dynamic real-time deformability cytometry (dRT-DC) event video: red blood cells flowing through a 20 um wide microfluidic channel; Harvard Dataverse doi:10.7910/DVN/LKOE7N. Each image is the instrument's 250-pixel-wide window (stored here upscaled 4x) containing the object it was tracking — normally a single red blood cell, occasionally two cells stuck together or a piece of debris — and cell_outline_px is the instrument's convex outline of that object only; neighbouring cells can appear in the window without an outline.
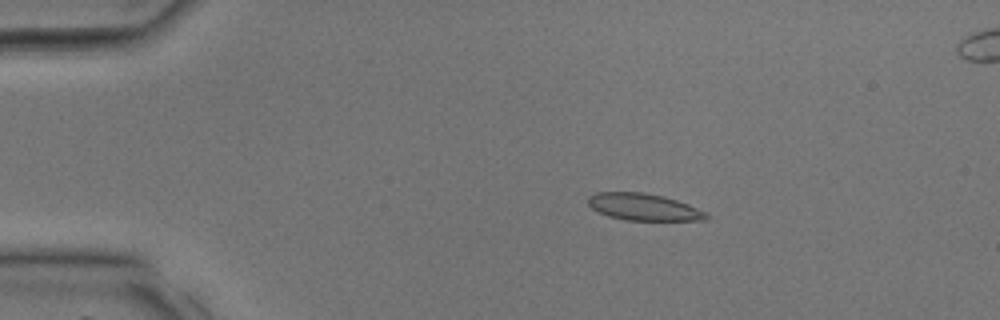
{"species": "common noctule bat (a hibernating species)", "species_latin": "Nyctalus noctula", "temperature_condition": "room temperature", "stored_images_in_passage": 36, "camera_frame_rate_fps": 3000, "um_per_image_px": 0.085, "animal": {"sex": "male", "body_mass_g": 17.9, "forearm_length_mm": 54.2}, "frame": {"image": 1, "passage_image": 6, "time_ms": 1.667, "image_size_px": [1000, 320], "cell_outline_px": [[708, 220], [624, 220], [608, 216], [592, 208], [588, 204], [588, 196], [596, 192], [644, 192], [664, 196], [688, 204], [708, 212]], "centroid_in_image_um": [54.72, 17.59], "position_along_channel_um": 30.3, "area_um2": 18.61}}
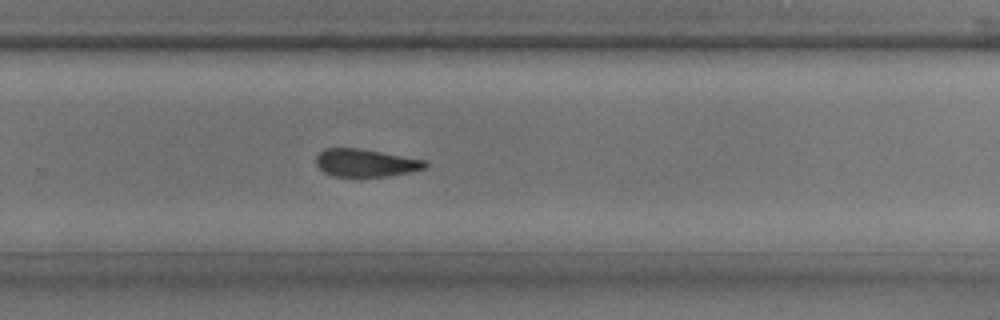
{"frame": {"image": 2, "passage_image": 23, "time_ms": 7.333, "image_size_px": [1000, 320], "cell_outline_px": [[428, 164], [424, 168], [408, 172], [388, 176], [332, 176], [324, 172], [316, 164], [316, 156], [324, 148], [360, 148], [428, 160]], "centroid_in_image_um": [31.08, 13.83], "position_along_channel_um": 298.7, "area_um2": 17.63}}
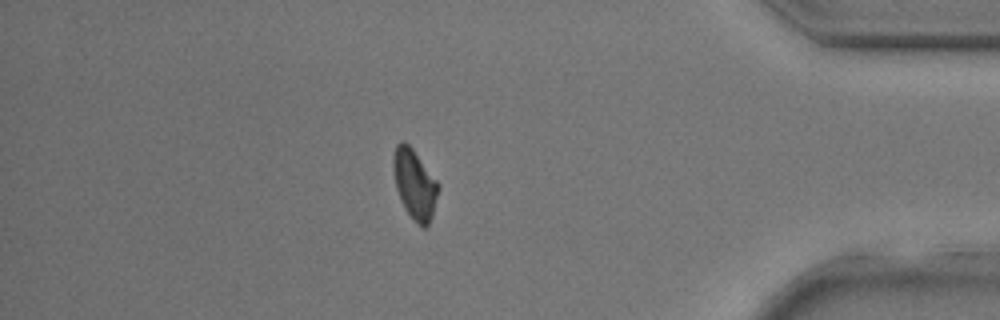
{"frame": {"image": 3, "passage_image": 30, "time_ms": 9.667, "image_size_px": [1000, 320], "cell_outline_px": [[440, 188], [432, 216], [428, 224], [424, 228], [420, 228], [404, 208], [400, 200], [396, 188], [392, 168], [392, 156], [396, 144], [400, 140], [404, 140], [412, 148], [440, 184]], "centroid_in_image_um": [35.23, 15.64], "position_along_channel_um": 400.0, "area_um2": 18.61}}